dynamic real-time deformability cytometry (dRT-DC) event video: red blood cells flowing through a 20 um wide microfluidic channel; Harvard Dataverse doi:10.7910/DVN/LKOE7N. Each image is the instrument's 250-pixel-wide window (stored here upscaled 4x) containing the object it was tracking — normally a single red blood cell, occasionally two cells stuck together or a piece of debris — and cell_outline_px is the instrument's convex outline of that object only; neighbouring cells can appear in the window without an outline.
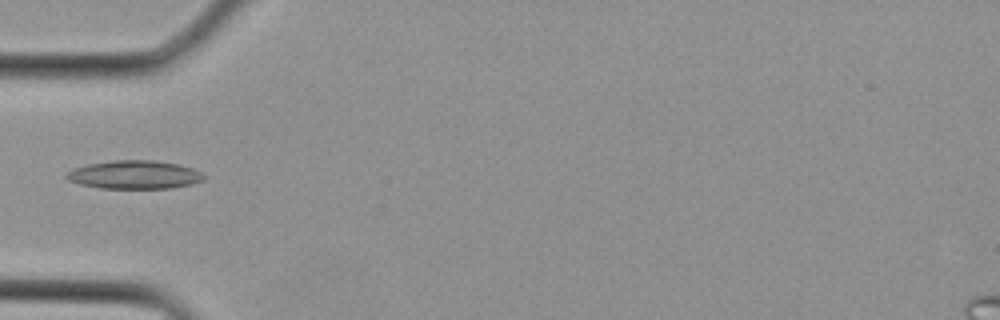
{"species": "Egyptian fruit bat (a non-hibernating species)", "species_latin": "Rousettus aegyptiacus", "temperature_condition": "cold", "stored_images_in_passage": 2, "camera_frame_rate_fps": 3000, "um_per_image_px": 0.085, "animal": {"sex": "female"}, "frame": {"image": 1, "passage_image": 2, "time_ms": 0.333, "image_size_px": [1000, 320], "cell_outline_px": [[204, 180], [192, 184], [172, 188], [100, 188], [80, 184], [68, 180], [64, 176], [64, 172], [72, 168], [88, 164], [112, 160], [156, 160], [180, 164], [192, 168], [200, 172], [204, 176]], "centroid_in_image_um": [11.4, 14.84], "position_along_channel_um": 73.6, "area_um2": 22.95}}